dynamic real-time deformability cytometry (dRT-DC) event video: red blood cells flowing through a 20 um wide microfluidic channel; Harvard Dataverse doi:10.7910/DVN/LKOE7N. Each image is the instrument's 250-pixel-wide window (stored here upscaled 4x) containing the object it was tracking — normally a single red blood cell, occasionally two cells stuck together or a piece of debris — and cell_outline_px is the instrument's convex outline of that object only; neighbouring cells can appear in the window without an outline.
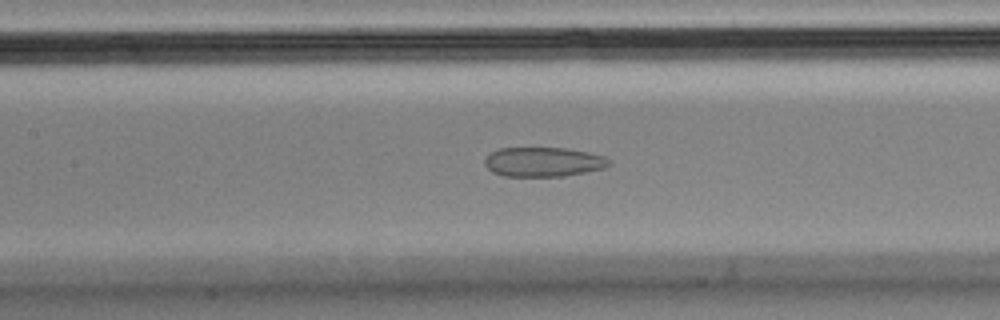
{"species": "Egyptian fruit bat (a non-hibernating species)", "species_latin": "Rousettus aegyptiacus", "temperature_condition": "cold", "stored_images_in_passage": 56, "camera_frame_rate_fps": 3000, "um_per_image_px": 0.085, "animal": {"sex": "male"}, "frame": {"image": 1, "passage_image": 25, "time_ms": 8.0, "image_size_px": [1000, 320], "cell_outline_px": [[612, 164], [604, 168], [564, 176], [504, 176], [492, 172], [484, 164], [484, 160], [492, 152], [500, 148], [568, 148], [588, 152], [604, 156], [612, 160]], "centroid_in_image_um": [46.22, 13.76], "position_along_channel_um": 161.2, "area_um2": 21.39}}
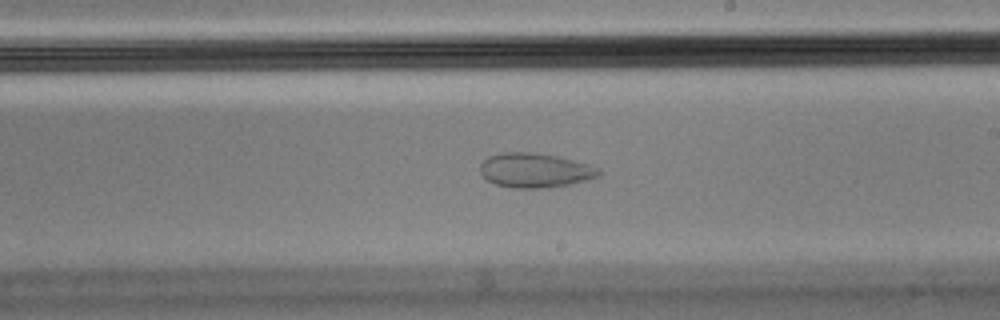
{"frame": {"image": 2, "passage_image": 32, "time_ms": 10.333, "image_size_px": [1000, 320], "cell_outline_px": [[600, 176], [568, 184], [540, 188], [512, 188], [496, 184], [488, 180], [480, 172], [480, 164], [488, 156], [500, 152], [532, 152], [556, 156], [588, 164], [600, 168]], "centroid_in_image_um": [45.44, 14.47], "position_along_channel_um": 243.6, "area_um2": 23.64}}